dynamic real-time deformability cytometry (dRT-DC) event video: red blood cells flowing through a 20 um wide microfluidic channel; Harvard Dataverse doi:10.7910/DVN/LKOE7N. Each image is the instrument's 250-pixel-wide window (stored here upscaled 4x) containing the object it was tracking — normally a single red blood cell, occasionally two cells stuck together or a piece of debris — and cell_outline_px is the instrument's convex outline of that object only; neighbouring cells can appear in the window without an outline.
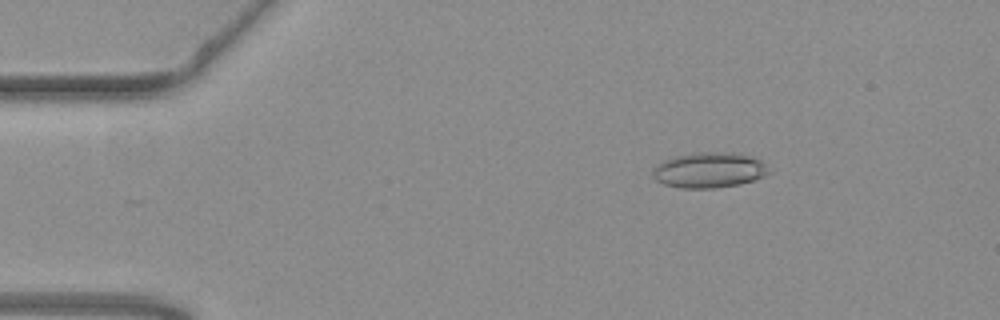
{"species": "common noctule bat (a hibernating species)", "species_latin": "Nyctalus noctula", "temperature_condition": "warm", "stored_images_in_passage": 36, "camera_frame_rate_fps": 3000, "um_per_image_px": 0.085, "animal": {"sex": "female", "body_mass_g": 19.3, "forearm_length_mm": 54.1}, "frame": {"image": 1, "passage_image": 9, "time_ms": 2.667, "image_size_px": [1000, 320], "cell_outline_px": [[772, 172], [764, 176], [740, 184], [712, 188], [680, 188], [664, 184], [656, 180], [652, 176], [652, 168], [656, 164], [664, 160], [676, 156], [700, 152], [712, 152], [752, 156], [760, 160]], "centroid_in_image_um": [60.24, 14.47], "position_along_channel_um": 24.8, "area_um2": 23.76}}
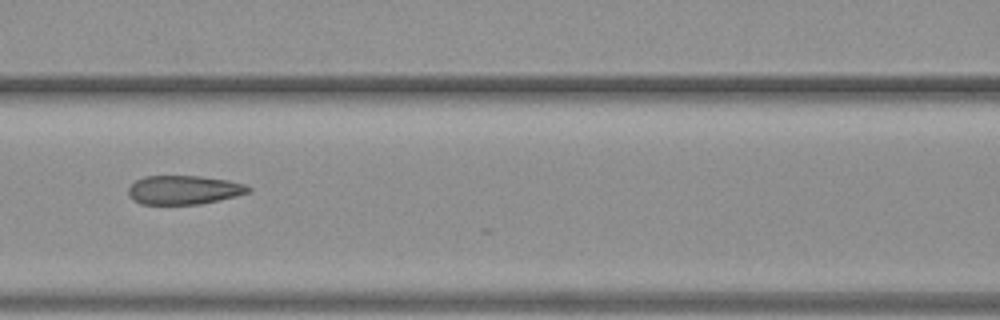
{"frame": {"image": 2, "passage_image": 25, "time_ms": 8.0, "image_size_px": [1000, 320], "cell_outline_px": [[252, 188], [248, 192], [236, 196], [200, 204], [140, 204], [132, 200], [128, 196], [128, 188], [136, 180], [144, 176], [200, 176], [228, 180], [244, 184]], "centroid_in_image_um": [15.59, 16.14], "position_along_channel_um": 151.0, "area_um2": 20.23}}
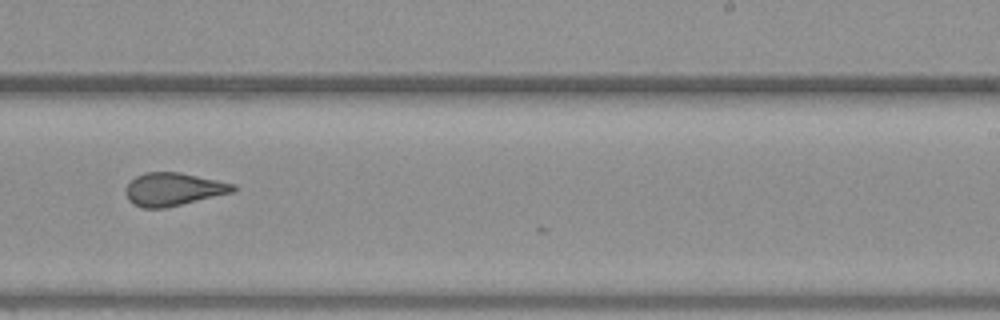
{"frame": {"image": 3, "passage_image": 35, "time_ms": 11.333, "image_size_px": [1000, 320], "cell_outline_px": [[236, 188], [232, 192], [164, 208], [144, 208], [132, 204], [128, 200], [124, 192], [128, 184], [136, 176], [144, 172], [180, 172], [236, 184]], "centroid_in_image_um": [14.69, 16.08], "position_along_channel_um": 274.3, "area_um2": 20.52}}